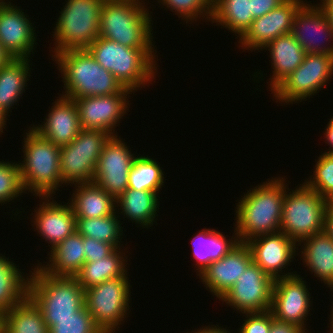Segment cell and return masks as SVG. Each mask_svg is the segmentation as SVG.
Returning <instances> with one entry per match:
<instances>
[{
    "instance_id": "30bf717a",
    "label": "cell",
    "mask_w": 333,
    "mask_h": 333,
    "mask_svg": "<svg viewBox=\"0 0 333 333\" xmlns=\"http://www.w3.org/2000/svg\"><path fill=\"white\" fill-rule=\"evenodd\" d=\"M333 76V55L306 54L303 62L271 92L276 102L292 104L310 99Z\"/></svg>"
},
{
    "instance_id": "44dd1931",
    "label": "cell",
    "mask_w": 333,
    "mask_h": 333,
    "mask_svg": "<svg viewBox=\"0 0 333 333\" xmlns=\"http://www.w3.org/2000/svg\"><path fill=\"white\" fill-rule=\"evenodd\" d=\"M44 201L34 209V228L50 244V250L76 231V216L71 205L54 201L53 196H39ZM52 198V199H51ZM52 200V201H50ZM68 204V205H67Z\"/></svg>"
},
{
    "instance_id": "9c48e42d",
    "label": "cell",
    "mask_w": 333,
    "mask_h": 333,
    "mask_svg": "<svg viewBox=\"0 0 333 333\" xmlns=\"http://www.w3.org/2000/svg\"><path fill=\"white\" fill-rule=\"evenodd\" d=\"M128 279L126 274L84 290L85 306L103 333H116L131 311V286Z\"/></svg>"
},
{
    "instance_id": "8fae6325",
    "label": "cell",
    "mask_w": 333,
    "mask_h": 333,
    "mask_svg": "<svg viewBox=\"0 0 333 333\" xmlns=\"http://www.w3.org/2000/svg\"><path fill=\"white\" fill-rule=\"evenodd\" d=\"M110 136L106 131L81 129L71 143L60 147L63 185L93 182L98 159Z\"/></svg>"
},
{
    "instance_id": "ac0fdd59",
    "label": "cell",
    "mask_w": 333,
    "mask_h": 333,
    "mask_svg": "<svg viewBox=\"0 0 333 333\" xmlns=\"http://www.w3.org/2000/svg\"><path fill=\"white\" fill-rule=\"evenodd\" d=\"M304 3L303 0H285L272 11L255 18L238 39L239 46L247 51H260L273 39L291 33L294 16Z\"/></svg>"
},
{
    "instance_id": "4dcf8cb0",
    "label": "cell",
    "mask_w": 333,
    "mask_h": 333,
    "mask_svg": "<svg viewBox=\"0 0 333 333\" xmlns=\"http://www.w3.org/2000/svg\"><path fill=\"white\" fill-rule=\"evenodd\" d=\"M125 254V251L123 252V250L117 248L112 254L103 259L85 262L75 275L78 283L86 290L104 281L126 275L128 260Z\"/></svg>"
},
{
    "instance_id": "83f0119b",
    "label": "cell",
    "mask_w": 333,
    "mask_h": 333,
    "mask_svg": "<svg viewBox=\"0 0 333 333\" xmlns=\"http://www.w3.org/2000/svg\"><path fill=\"white\" fill-rule=\"evenodd\" d=\"M231 239L220 231L204 228L193 236L192 257L196 260L197 276L204 271L213 261L223 258L239 242L236 231ZM198 267V268H197Z\"/></svg>"
},
{
    "instance_id": "1f68e13d",
    "label": "cell",
    "mask_w": 333,
    "mask_h": 333,
    "mask_svg": "<svg viewBox=\"0 0 333 333\" xmlns=\"http://www.w3.org/2000/svg\"><path fill=\"white\" fill-rule=\"evenodd\" d=\"M253 20L251 0H212L210 22L227 28L238 38L246 32Z\"/></svg>"
},
{
    "instance_id": "ee69618b",
    "label": "cell",
    "mask_w": 333,
    "mask_h": 333,
    "mask_svg": "<svg viewBox=\"0 0 333 333\" xmlns=\"http://www.w3.org/2000/svg\"><path fill=\"white\" fill-rule=\"evenodd\" d=\"M324 230L333 240V203H329L326 208Z\"/></svg>"
},
{
    "instance_id": "7c38bea8",
    "label": "cell",
    "mask_w": 333,
    "mask_h": 333,
    "mask_svg": "<svg viewBox=\"0 0 333 333\" xmlns=\"http://www.w3.org/2000/svg\"><path fill=\"white\" fill-rule=\"evenodd\" d=\"M274 280L253 261L220 299L241 314L269 311Z\"/></svg>"
},
{
    "instance_id": "e575fe53",
    "label": "cell",
    "mask_w": 333,
    "mask_h": 333,
    "mask_svg": "<svg viewBox=\"0 0 333 333\" xmlns=\"http://www.w3.org/2000/svg\"><path fill=\"white\" fill-rule=\"evenodd\" d=\"M153 158L137 155L129 171L128 188L159 193L164 185V171Z\"/></svg>"
},
{
    "instance_id": "5bb4252c",
    "label": "cell",
    "mask_w": 333,
    "mask_h": 333,
    "mask_svg": "<svg viewBox=\"0 0 333 333\" xmlns=\"http://www.w3.org/2000/svg\"><path fill=\"white\" fill-rule=\"evenodd\" d=\"M303 279L296 274L274 280L270 311L275 319L297 325L308 333L305 320L311 310L312 297Z\"/></svg>"
},
{
    "instance_id": "d590c367",
    "label": "cell",
    "mask_w": 333,
    "mask_h": 333,
    "mask_svg": "<svg viewBox=\"0 0 333 333\" xmlns=\"http://www.w3.org/2000/svg\"><path fill=\"white\" fill-rule=\"evenodd\" d=\"M302 182L328 203H333V154L323 153L315 163L313 174Z\"/></svg>"
},
{
    "instance_id": "ffe728a7",
    "label": "cell",
    "mask_w": 333,
    "mask_h": 333,
    "mask_svg": "<svg viewBox=\"0 0 333 333\" xmlns=\"http://www.w3.org/2000/svg\"><path fill=\"white\" fill-rule=\"evenodd\" d=\"M252 262V255L245 242H238L223 258L213 261L199 275L202 284L219 300L239 279Z\"/></svg>"
},
{
    "instance_id": "4fadbf2b",
    "label": "cell",
    "mask_w": 333,
    "mask_h": 333,
    "mask_svg": "<svg viewBox=\"0 0 333 333\" xmlns=\"http://www.w3.org/2000/svg\"><path fill=\"white\" fill-rule=\"evenodd\" d=\"M118 136H110L104 144L93 178L115 200L128 188L129 171L137 157Z\"/></svg>"
},
{
    "instance_id": "b9f144b4",
    "label": "cell",
    "mask_w": 333,
    "mask_h": 333,
    "mask_svg": "<svg viewBox=\"0 0 333 333\" xmlns=\"http://www.w3.org/2000/svg\"><path fill=\"white\" fill-rule=\"evenodd\" d=\"M285 0H251L253 18H258L278 7Z\"/></svg>"
},
{
    "instance_id": "f35d334b",
    "label": "cell",
    "mask_w": 333,
    "mask_h": 333,
    "mask_svg": "<svg viewBox=\"0 0 333 333\" xmlns=\"http://www.w3.org/2000/svg\"><path fill=\"white\" fill-rule=\"evenodd\" d=\"M48 333H103L96 325L84 305L73 317L54 319V325L48 328Z\"/></svg>"
},
{
    "instance_id": "d6986e66",
    "label": "cell",
    "mask_w": 333,
    "mask_h": 333,
    "mask_svg": "<svg viewBox=\"0 0 333 333\" xmlns=\"http://www.w3.org/2000/svg\"><path fill=\"white\" fill-rule=\"evenodd\" d=\"M33 25L20 7L0 1V43L12 58H31L38 44Z\"/></svg>"
},
{
    "instance_id": "74e56055",
    "label": "cell",
    "mask_w": 333,
    "mask_h": 333,
    "mask_svg": "<svg viewBox=\"0 0 333 333\" xmlns=\"http://www.w3.org/2000/svg\"><path fill=\"white\" fill-rule=\"evenodd\" d=\"M25 192L18 162L0 161V204L14 202ZM15 198V199H14Z\"/></svg>"
},
{
    "instance_id": "603a6c76",
    "label": "cell",
    "mask_w": 333,
    "mask_h": 333,
    "mask_svg": "<svg viewBox=\"0 0 333 333\" xmlns=\"http://www.w3.org/2000/svg\"><path fill=\"white\" fill-rule=\"evenodd\" d=\"M303 244V245H301ZM298 245L301 246L300 259L304 261L307 269L314 273L327 288L333 287V240L326 233L314 234L302 240ZM303 246V248H302Z\"/></svg>"
},
{
    "instance_id": "ba28073f",
    "label": "cell",
    "mask_w": 333,
    "mask_h": 333,
    "mask_svg": "<svg viewBox=\"0 0 333 333\" xmlns=\"http://www.w3.org/2000/svg\"><path fill=\"white\" fill-rule=\"evenodd\" d=\"M300 185L290 192L286 185L280 226V232L297 244L324 231L325 212L329 204L314 190Z\"/></svg>"
},
{
    "instance_id": "8d00e7d4",
    "label": "cell",
    "mask_w": 333,
    "mask_h": 333,
    "mask_svg": "<svg viewBox=\"0 0 333 333\" xmlns=\"http://www.w3.org/2000/svg\"><path fill=\"white\" fill-rule=\"evenodd\" d=\"M158 3L175 12L174 14L178 15V18L182 17L186 24L188 22L194 23L202 17L211 21L212 0H158Z\"/></svg>"
},
{
    "instance_id": "d6a6232c",
    "label": "cell",
    "mask_w": 333,
    "mask_h": 333,
    "mask_svg": "<svg viewBox=\"0 0 333 333\" xmlns=\"http://www.w3.org/2000/svg\"><path fill=\"white\" fill-rule=\"evenodd\" d=\"M16 265L0 254V316L28 296L29 276Z\"/></svg>"
},
{
    "instance_id": "60d3db41",
    "label": "cell",
    "mask_w": 333,
    "mask_h": 333,
    "mask_svg": "<svg viewBox=\"0 0 333 333\" xmlns=\"http://www.w3.org/2000/svg\"><path fill=\"white\" fill-rule=\"evenodd\" d=\"M85 262H93L112 254L116 248L106 242L83 236Z\"/></svg>"
},
{
    "instance_id": "f907efd6",
    "label": "cell",
    "mask_w": 333,
    "mask_h": 333,
    "mask_svg": "<svg viewBox=\"0 0 333 333\" xmlns=\"http://www.w3.org/2000/svg\"><path fill=\"white\" fill-rule=\"evenodd\" d=\"M330 289L333 290V287H331ZM332 304H333V303H332ZM331 307H332V308H331V311H330L331 314L329 315V316H331V317L329 318V322H330V323H329V324H330V326H329V327H330L329 332H330V333H333V306H331Z\"/></svg>"
},
{
    "instance_id": "52a82bcc",
    "label": "cell",
    "mask_w": 333,
    "mask_h": 333,
    "mask_svg": "<svg viewBox=\"0 0 333 333\" xmlns=\"http://www.w3.org/2000/svg\"><path fill=\"white\" fill-rule=\"evenodd\" d=\"M55 24L52 57L65 50L87 49L100 35V14L105 0H65Z\"/></svg>"
},
{
    "instance_id": "f6af8a7d",
    "label": "cell",
    "mask_w": 333,
    "mask_h": 333,
    "mask_svg": "<svg viewBox=\"0 0 333 333\" xmlns=\"http://www.w3.org/2000/svg\"><path fill=\"white\" fill-rule=\"evenodd\" d=\"M327 126L325 127L324 138H326V144L330 145L328 151L324 152L326 154H333V116L329 119ZM331 148V149H330Z\"/></svg>"
},
{
    "instance_id": "277c9868",
    "label": "cell",
    "mask_w": 333,
    "mask_h": 333,
    "mask_svg": "<svg viewBox=\"0 0 333 333\" xmlns=\"http://www.w3.org/2000/svg\"><path fill=\"white\" fill-rule=\"evenodd\" d=\"M29 273L28 297L41 311L46 325L71 318L85 305L84 289L75 276H54L38 265Z\"/></svg>"
},
{
    "instance_id": "484cf974",
    "label": "cell",
    "mask_w": 333,
    "mask_h": 333,
    "mask_svg": "<svg viewBox=\"0 0 333 333\" xmlns=\"http://www.w3.org/2000/svg\"><path fill=\"white\" fill-rule=\"evenodd\" d=\"M69 204L76 218H97L116 211L115 199L94 182L74 185Z\"/></svg>"
},
{
    "instance_id": "cb8c5ba5",
    "label": "cell",
    "mask_w": 333,
    "mask_h": 333,
    "mask_svg": "<svg viewBox=\"0 0 333 333\" xmlns=\"http://www.w3.org/2000/svg\"><path fill=\"white\" fill-rule=\"evenodd\" d=\"M263 49L270 52V63L273 65L272 78L269 79L270 91L292 73L307 54L291 33L273 39Z\"/></svg>"
},
{
    "instance_id": "f1b7e54d",
    "label": "cell",
    "mask_w": 333,
    "mask_h": 333,
    "mask_svg": "<svg viewBox=\"0 0 333 333\" xmlns=\"http://www.w3.org/2000/svg\"><path fill=\"white\" fill-rule=\"evenodd\" d=\"M29 63L30 58H12L0 68V108L8 117L28 87L32 69Z\"/></svg>"
},
{
    "instance_id": "836d02e7",
    "label": "cell",
    "mask_w": 333,
    "mask_h": 333,
    "mask_svg": "<svg viewBox=\"0 0 333 333\" xmlns=\"http://www.w3.org/2000/svg\"><path fill=\"white\" fill-rule=\"evenodd\" d=\"M115 211L112 215L97 218H76V231L82 236L96 239L121 248L123 234L120 216ZM121 246V247H120Z\"/></svg>"
},
{
    "instance_id": "7402d4cb",
    "label": "cell",
    "mask_w": 333,
    "mask_h": 333,
    "mask_svg": "<svg viewBox=\"0 0 333 333\" xmlns=\"http://www.w3.org/2000/svg\"><path fill=\"white\" fill-rule=\"evenodd\" d=\"M60 96L52 103L44 122L41 125H33L31 128L44 139L53 142L58 147H63L77 137L81 126L75 100L67 96Z\"/></svg>"
},
{
    "instance_id": "7bdbcfd3",
    "label": "cell",
    "mask_w": 333,
    "mask_h": 333,
    "mask_svg": "<svg viewBox=\"0 0 333 333\" xmlns=\"http://www.w3.org/2000/svg\"><path fill=\"white\" fill-rule=\"evenodd\" d=\"M269 333H305L297 325L275 319L271 312V327Z\"/></svg>"
},
{
    "instance_id": "2e32d148",
    "label": "cell",
    "mask_w": 333,
    "mask_h": 333,
    "mask_svg": "<svg viewBox=\"0 0 333 333\" xmlns=\"http://www.w3.org/2000/svg\"><path fill=\"white\" fill-rule=\"evenodd\" d=\"M129 94L132 93L74 99L81 129L106 131L111 136L118 135L115 128L129 109Z\"/></svg>"
},
{
    "instance_id": "6da1fadb",
    "label": "cell",
    "mask_w": 333,
    "mask_h": 333,
    "mask_svg": "<svg viewBox=\"0 0 333 333\" xmlns=\"http://www.w3.org/2000/svg\"><path fill=\"white\" fill-rule=\"evenodd\" d=\"M267 180L250 188L236 205L234 228L239 242L280 232L287 180L279 176Z\"/></svg>"
},
{
    "instance_id": "8992f818",
    "label": "cell",
    "mask_w": 333,
    "mask_h": 333,
    "mask_svg": "<svg viewBox=\"0 0 333 333\" xmlns=\"http://www.w3.org/2000/svg\"><path fill=\"white\" fill-rule=\"evenodd\" d=\"M25 133L22 149L24 158L18 162L24 190L26 193L27 190L28 193H35L33 195L37 197L54 196L55 191L63 186L60 147L41 137L31 127Z\"/></svg>"
},
{
    "instance_id": "4316f807",
    "label": "cell",
    "mask_w": 333,
    "mask_h": 333,
    "mask_svg": "<svg viewBox=\"0 0 333 333\" xmlns=\"http://www.w3.org/2000/svg\"><path fill=\"white\" fill-rule=\"evenodd\" d=\"M159 193L140 191L127 188L116 200V212L123 215L132 223L139 224L141 228H150L156 223L159 212ZM120 208V213L119 212ZM154 222V223H153Z\"/></svg>"
},
{
    "instance_id": "bcb514c9",
    "label": "cell",
    "mask_w": 333,
    "mask_h": 333,
    "mask_svg": "<svg viewBox=\"0 0 333 333\" xmlns=\"http://www.w3.org/2000/svg\"><path fill=\"white\" fill-rule=\"evenodd\" d=\"M191 333H233V332H230L226 328H223L222 326L220 327L219 325H208L206 327L205 326L202 327L201 329L199 328L197 330L195 329L194 331L192 330Z\"/></svg>"
},
{
    "instance_id": "e0dca14e",
    "label": "cell",
    "mask_w": 333,
    "mask_h": 333,
    "mask_svg": "<svg viewBox=\"0 0 333 333\" xmlns=\"http://www.w3.org/2000/svg\"><path fill=\"white\" fill-rule=\"evenodd\" d=\"M291 34L307 54L333 55V42L331 43L333 29L320 4L312 5L311 1L310 4L306 1L298 9L294 16Z\"/></svg>"
},
{
    "instance_id": "d4e9b609",
    "label": "cell",
    "mask_w": 333,
    "mask_h": 333,
    "mask_svg": "<svg viewBox=\"0 0 333 333\" xmlns=\"http://www.w3.org/2000/svg\"><path fill=\"white\" fill-rule=\"evenodd\" d=\"M83 236L75 231L49 252L46 264L38 266L54 276H75L85 263Z\"/></svg>"
},
{
    "instance_id": "c3c4849f",
    "label": "cell",
    "mask_w": 333,
    "mask_h": 333,
    "mask_svg": "<svg viewBox=\"0 0 333 333\" xmlns=\"http://www.w3.org/2000/svg\"><path fill=\"white\" fill-rule=\"evenodd\" d=\"M12 59V56H10L1 46L0 43V68L4 65H6L10 60Z\"/></svg>"
},
{
    "instance_id": "7dc6e473",
    "label": "cell",
    "mask_w": 333,
    "mask_h": 333,
    "mask_svg": "<svg viewBox=\"0 0 333 333\" xmlns=\"http://www.w3.org/2000/svg\"><path fill=\"white\" fill-rule=\"evenodd\" d=\"M319 4L326 12L333 29V0H321Z\"/></svg>"
},
{
    "instance_id": "7a4b0ae2",
    "label": "cell",
    "mask_w": 333,
    "mask_h": 333,
    "mask_svg": "<svg viewBox=\"0 0 333 333\" xmlns=\"http://www.w3.org/2000/svg\"><path fill=\"white\" fill-rule=\"evenodd\" d=\"M145 5L144 0H105L100 14L99 36L123 46L141 48L157 62L152 12L149 13Z\"/></svg>"
},
{
    "instance_id": "5b68a950",
    "label": "cell",
    "mask_w": 333,
    "mask_h": 333,
    "mask_svg": "<svg viewBox=\"0 0 333 333\" xmlns=\"http://www.w3.org/2000/svg\"><path fill=\"white\" fill-rule=\"evenodd\" d=\"M86 50L133 94L151 84L158 74L157 63L141 48L123 46L99 36Z\"/></svg>"
},
{
    "instance_id": "3957f363",
    "label": "cell",
    "mask_w": 333,
    "mask_h": 333,
    "mask_svg": "<svg viewBox=\"0 0 333 333\" xmlns=\"http://www.w3.org/2000/svg\"><path fill=\"white\" fill-rule=\"evenodd\" d=\"M64 83L61 95L72 99L133 93L103 68L86 50H65L52 57Z\"/></svg>"
},
{
    "instance_id": "f546056e",
    "label": "cell",
    "mask_w": 333,
    "mask_h": 333,
    "mask_svg": "<svg viewBox=\"0 0 333 333\" xmlns=\"http://www.w3.org/2000/svg\"><path fill=\"white\" fill-rule=\"evenodd\" d=\"M0 333H48L43 315L27 296L0 316Z\"/></svg>"
},
{
    "instance_id": "681fc988",
    "label": "cell",
    "mask_w": 333,
    "mask_h": 333,
    "mask_svg": "<svg viewBox=\"0 0 333 333\" xmlns=\"http://www.w3.org/2000/svg\"><path fill=\"white\" fill-rule=\"evenodd\" d=\"M7 120H8V117H7L6 113L0 108V134L3 133Z\"/></svg>"
},
{
    "instance_id": "ab89813d",
    "label": "cell",
    "mask_w": 333,
    "mask_h": 333,
    "mask_svg": "<svg viewBox=\"0 0 333 333\" xmlns=\"http://www.w3.org/2000/svg\"><path fill=\"white\" fill-rule=\"evenodd\" d=\"M246 319L238 329V333H269L271 327V311L259 313H243Z\"/></svg>"
},
{
    "instance_id": "9a60e30c",
    "label": "cell",
    "mask_w": 333,
    "mask_h": 333,
    "mask_svg": "<svg viewBox=\"0 0 333 333\" xmlns=\"http://www.w3.org/2000/svg\"><path fill=\"white\" fill-rule=\"evenodd\" d=\"M245 243L251 251L252 261L273 280L297 274V272L291 271L285 273V270H282L288 265L290 266V263L295 259L294 256H297L296 253L299 251V245L286 234L282 232L262 234Z\"/></svg>"
}]
</instances>
